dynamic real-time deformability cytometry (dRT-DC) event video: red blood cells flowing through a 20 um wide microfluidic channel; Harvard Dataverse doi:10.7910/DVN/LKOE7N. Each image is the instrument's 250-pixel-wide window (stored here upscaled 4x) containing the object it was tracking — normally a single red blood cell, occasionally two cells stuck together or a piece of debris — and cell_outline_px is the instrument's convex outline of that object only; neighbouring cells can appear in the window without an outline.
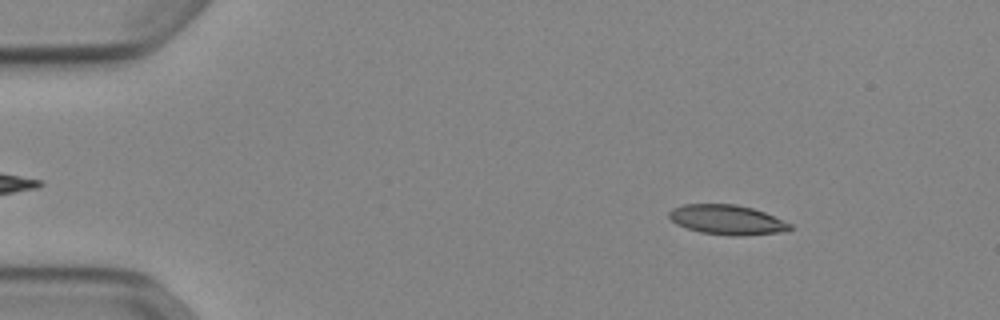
{"species": "Egyptian fruit bat (a non-hibernating species)", "species_latin": "Rousettus aegyptiacus", "temperature_condition": "cold", "stored_images_in_passage": 52, "camera_frame_rate_fps": 3000, "um_per_image_px": 0.085, "animal": {"sex": "female"}, "frame": {"image": 1, "passage_image": 7, "time_ms": 2.0, "image_size_px": [1000, 320], "cell_outline_px": [[792, 228], [788, 232], [740, 236], [728, 236], [700, 232], [676, 224], [668, 216], [668, 212], [672, 208], [684, 204], [736, 204], [752, 208], [764, 212], [792, 224]], "centroid_in_image_um": [61.82, 18.69], "position_along_channel_um": 23.2, "area_um2": 21.15}}
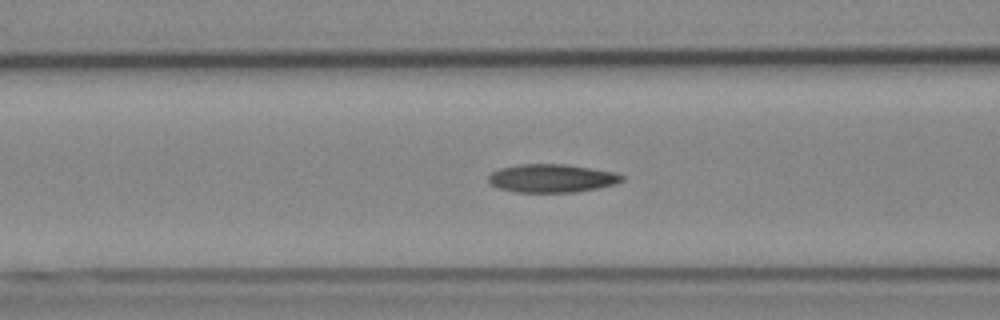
{"frame": {"image": 2, "passage_image": 21, "time_ms": 6.667, "image_size_px": [1000, 320], "cell_outline_px": [[624, 180], [616, 184], [576, 192], [516, 192], [500, 188], [492, 184], [488, 180], [488, 176], [492, 172], [500, 168], [516, 164], [564, 164], [616, 172], [624, 176]], "centroid_in_image_um": [46.92, 15.15], "position_along_channel_um": 119.7, "area_um2": 21.96}}
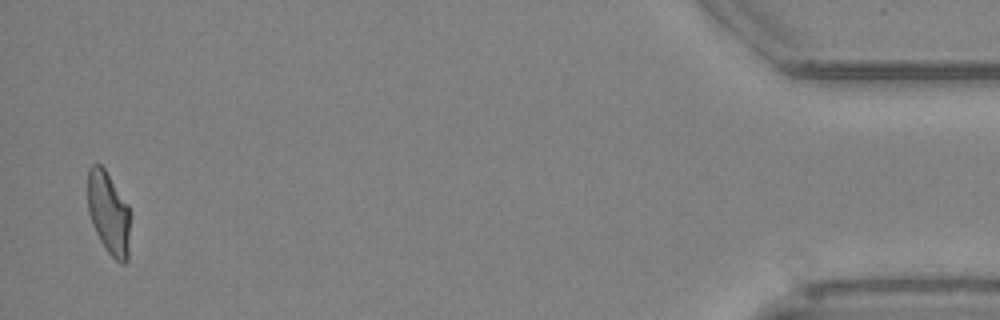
{"frame": {"image": 3, "passage_image": 51, "time_ms": 16.667, "image_size_px": [1000, 320], "cell_outline_px": [[128, 260], [124, 264], [120, 264], [104, 248], [92, 224], [88, 212], [88, 168], [92, 164], [100, 164], [104, 168], [128, 204]], "centroid_in_image_um": [9.21, 18.11], "position_along_channel_um": 426.0, "area_um2": 20.23}, "authors_computed_cell_mechanics": {"area_um2": 21.5016, "velocity_mm_per_s": 3.8852, "shape_relaxation_time_tau1_ms": 9.2286, "shape_relaxation_time_tau2_ms": 4.2263, "deformation_change_tau1": 0.2372, "deformation_change_tau2": 0.1096}}